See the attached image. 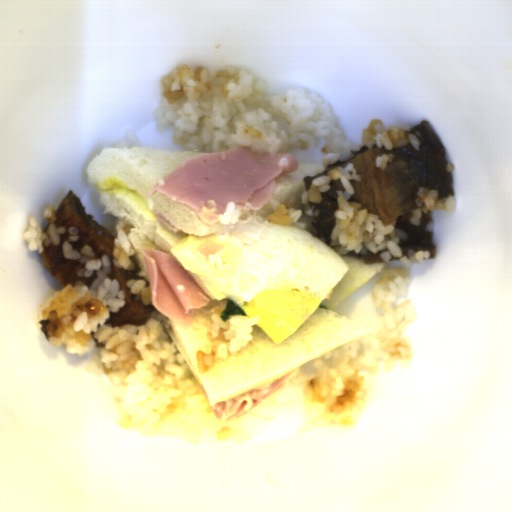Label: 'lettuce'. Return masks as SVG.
Masks as SVG:
<instances>
[{
	"instance_id": "lettuce-1",
	"label": "lettuce",
	"mask_w": 512,
	"mask_h": 512,
	"mask_svg": "<svg viewBox=\"0 0 512 512\" xmlns=\"http://www.w3.org/2000/svg\"><path fill=\"white\" fill-rule=\"evenodd\" d=\"M221 320L225 323L229 320L230 316H247V314L240 308V306L231 298L225 299V306L219 314Z\"/></svg>"
}]
</instances>
